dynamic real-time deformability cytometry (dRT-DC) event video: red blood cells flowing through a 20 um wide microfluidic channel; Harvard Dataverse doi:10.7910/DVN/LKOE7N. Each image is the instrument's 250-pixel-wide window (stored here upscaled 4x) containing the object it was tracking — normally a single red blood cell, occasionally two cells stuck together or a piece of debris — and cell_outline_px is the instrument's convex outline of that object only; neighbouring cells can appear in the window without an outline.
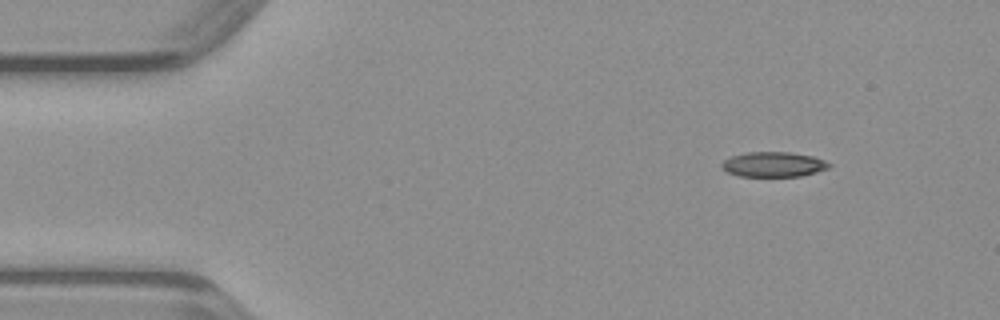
{"species": "common noctule bat (a hibernating species)", "species_latin": "Nyctalus noctula", "temperature_condition": "warm", "stored_images_in_passage": 43, "camera_frame_rate_fps": 3000, "um_per_image_px": 0.085, "animal": {"sex": "male", "body_mass_g": 23.1, "forearm_length_mm": 52.7}, "frame": {"image": 1, "passage_image": 1, "time_ms": 0.0, "image_size_px": [1000, 320], "cell_outline_px": [[832, 164], [828, 168], [816, 172], [800, 176], [740, 176], [728, 172], [720, 164], [724, 160], [732, 156], [748, 152], [788, 152], [812, 156], [824, 160]], "centroid_in_image_um": [65.76, 13.97], "position_along_channel_um": 19.2, "area_um2": 15.43}}
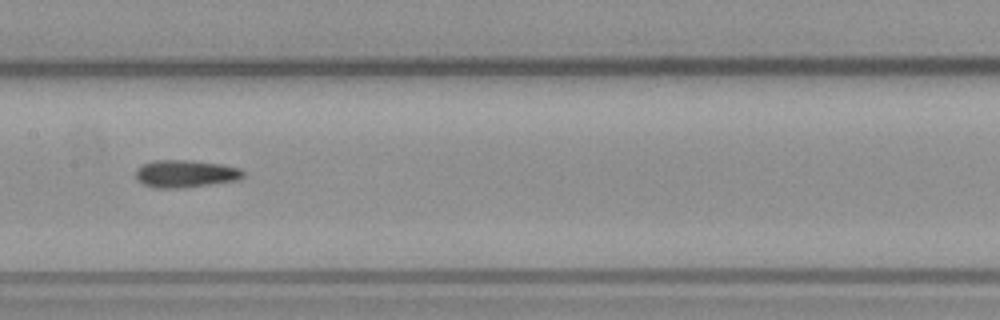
{"frame": {"image": 2, "passage_image": 19, "time_ms": 6.0, "image_size_px": [1000, 320], "cell_outline_px": [[244, 176], [236, 180], [184, 188], [156, 188], [144, 184], [136, 180], [136, 168], [152, 160], [192, 160], [220, 164], [240, 168], [244, 172]], "centroid_in_image_um": [15.74, 14.76], "position_along_channel_um": 191.7, "area_um2": 17.22}}
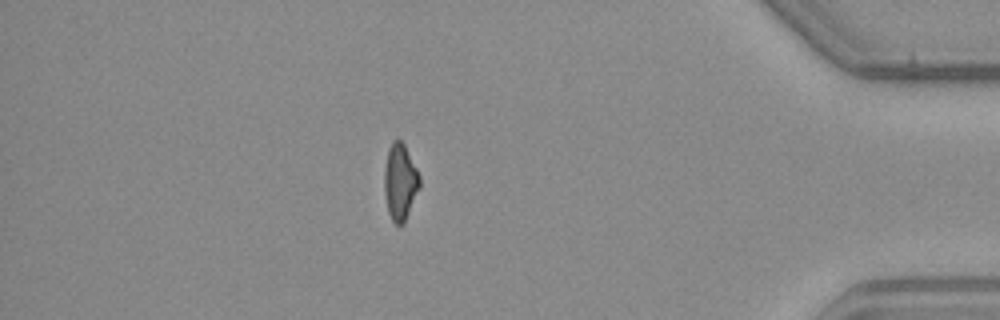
{"frame": {"image": 3, "passage_image": 37, "time_ms": 12.0, "image_size_px": [1000, 320], "cell_outline_px": [[420, 188], [404, 224], [396, 224], [392, 220], [388, 212], [384, 192], [384, 168], [388, 148], [392, 140], [400, 140], [404, 144], [420, 176]], "centroid_in_image_um": [34.0, 15.47], "position_along_channel_um": 401.2, "area_um2": 15.84}}